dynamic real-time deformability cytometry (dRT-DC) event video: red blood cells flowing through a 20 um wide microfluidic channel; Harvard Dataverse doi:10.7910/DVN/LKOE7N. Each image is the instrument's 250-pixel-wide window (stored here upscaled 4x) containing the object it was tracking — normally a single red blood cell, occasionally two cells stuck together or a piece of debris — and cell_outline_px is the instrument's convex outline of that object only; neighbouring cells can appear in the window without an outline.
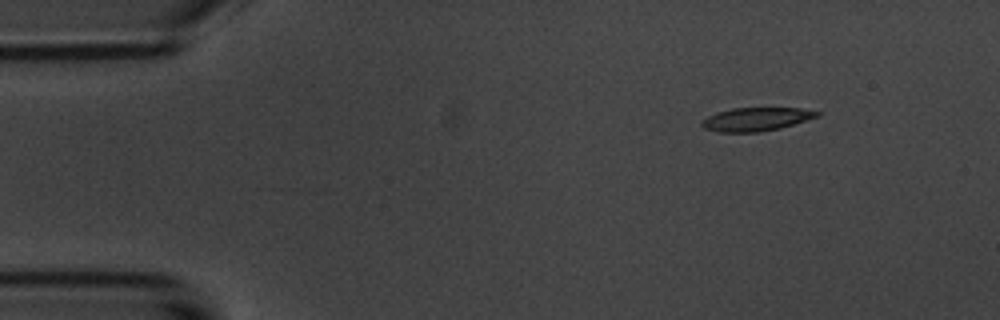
{"species": "common noctule bat (a hibernating species)", "species_latin": "Nyctalus noctula", "temperature_condition": "room temperature", "stored_images_in_passage": 48, "camera_frame_rate_fps": 3000, "um_per_image_px": 0.085, "animal": {"sex": "male", "body_mass_g": 20.1, "forearm_length_mm": 53.5}, "frame": {"image": 1, "passage_image": 1, "time_ms": 0.0, "image_size_px": [1000, 320], "cell_outline_px": [[820, 116], [780, 128], [760, 132], [720, 132], [704, 128], [700, 124], [700, 120], [716, 112], [732, 108], [800, 108], [820, 112]], "centroid_in_image_um": [64.24, 10.13], "position_along_channel_um": 20.8, "area_um2": 15.78}}
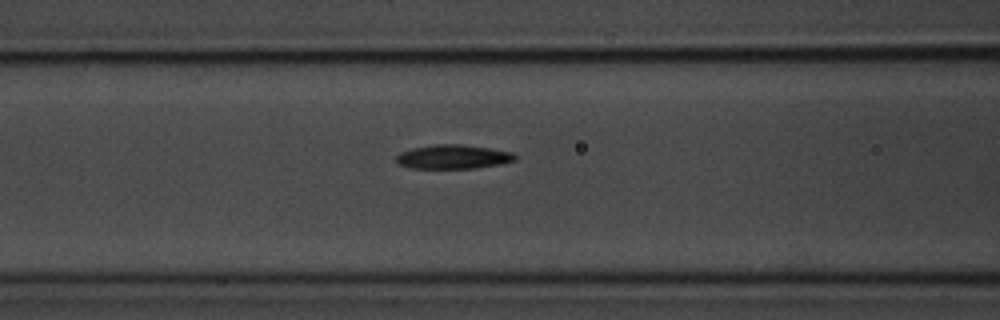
{"frame": {"image": 2, "passage_image": 16, "time_ms": 5.0, "image_size_px": [1000, 320], "cell_outline_px": [[516, 160], [504, 164], [476, 168], [412, 168], [400, 164], [396, 160], [396, 156], [400, 152], [412, 148], [436, 144], [460, 144], [488, 148], [512, 152], [516, 156]], "centroid_in_image_um": [38.54, 13.33], "position_along_channel_um": 128.1, "area_um2": 16.65}}
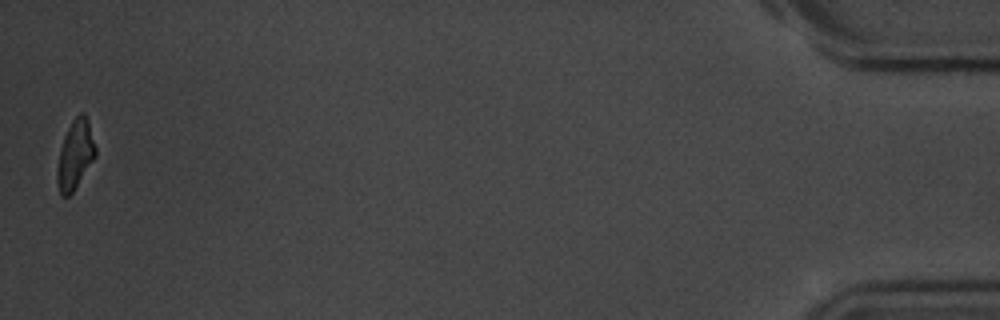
{"frame": {"image": 3, "passage_image": 48, "time_ms": 15.667, "image_size_px": [1000, 320], "cell_outline_px": [[96, 156], [72, 192], [68, 196], [60, 196], [56, 180], [56, 172], [60, 148], [64, 136], [72, 120], [80, 112], [84, 112], [88, 120], [96, 148]], "centroid_in_image_um": [6.38, 13.14], "position_along_channel_um": 428.8, "area_um2": 15.37}, "authors_computed_cell_mechanics": {"area_um2": 16.8198, "velocity_mm_per_s": 3.6993, "shape_relaxation_time_tau1_ms": 3.1907, "shape_relaxation_time_tau2_ms": 9.2341, "deformation_change_tau1": 0.1116, "deformation_change_tau2": 0.1796}}